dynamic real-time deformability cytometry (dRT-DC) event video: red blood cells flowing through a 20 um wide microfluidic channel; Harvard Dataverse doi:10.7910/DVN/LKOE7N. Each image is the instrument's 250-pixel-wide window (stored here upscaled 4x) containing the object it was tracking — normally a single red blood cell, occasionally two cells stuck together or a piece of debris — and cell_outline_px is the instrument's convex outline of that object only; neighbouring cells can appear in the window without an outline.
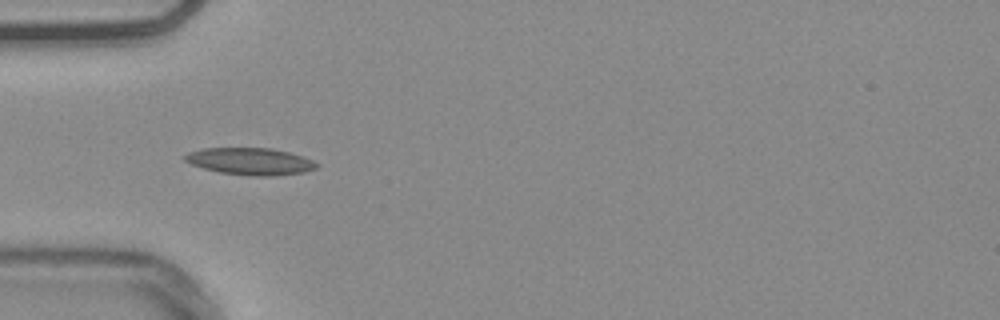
{"species": "common noctule bat (a hibernating species)", "species_latin": "Nyctalus noctula", "temperature_condition": "warm", "stored_images_in_passage": 20, "camera_frame_rate_fps": 3000, "um_per_image_px": 0.085, "animal": {"sex": "male", "body_mass_g": 20.4}, "frame": {"image": 1, "passage_image": 4, "time_ms": 1.0, "image_size_px": [1000, 320], "cell_outline_px": [[320, 164], [316, 168], [304, 172], [272, 176], [252, 176], [220, 172], [204, 168], [192, 164], [184, 160], [184, 156], [188, 152], [204, 148], [272, 148], [304, 156]], "centroid_in_image_um": [21.3, 13.71], "position_along_channel_um": 63.7, "area_um2": 20.69}}